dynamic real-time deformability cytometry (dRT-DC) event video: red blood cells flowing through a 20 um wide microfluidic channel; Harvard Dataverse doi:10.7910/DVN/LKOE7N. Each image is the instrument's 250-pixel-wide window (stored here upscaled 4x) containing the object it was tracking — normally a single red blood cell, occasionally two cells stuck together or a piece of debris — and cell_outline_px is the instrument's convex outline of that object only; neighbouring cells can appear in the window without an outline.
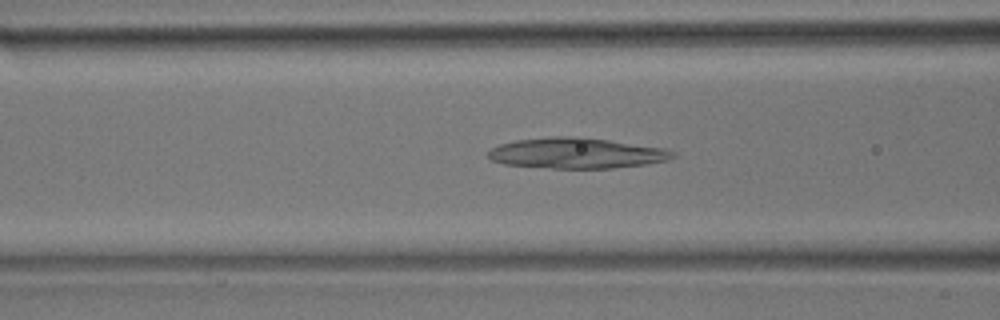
{"species": "common noctule bat (a hibernating species)", "species_latin": "Nyctalus noctula", "temperature_condition": "room temperature", "stored_images_in_passage": 46, "camera_frame_rate_fps": 3000, "um_per_image_px": 0.085, "animal": {"sex": "male", "body_mass_g": 17.9}, "frame": {"image": 1, "passage_image": 17, "time_ms": 5.333, "image_size_px": [1000, 320], "cell_outline_px": [[676, 156], [668, 160], [644, 164], [612, 168], [552, 168], [504, 164], [492, 160], [488, 156], [488, 152], [492, 148], [500, 144], [516, 140], [556, 136], [576, 136], [608, 140], [668, 148], [676, 152]], "centroid_in_image_um": [49.05, 13.01], "position_along_channel_um": 117.6, "area_um2": 32.89}}
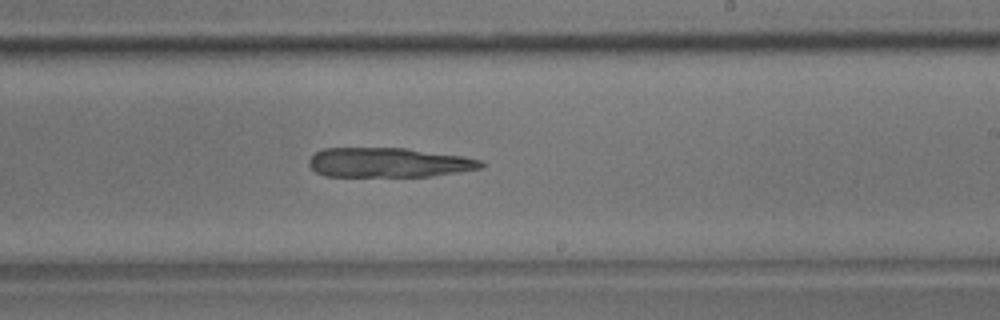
{"frame": {"image": 2, "passage_image": 27, "time_ms": 8.667, "image_size_px": [1000, 320], "cell_outline_px": [[484, 168], [432, 176], [324, 176], [316, 172], [308, 164], [308, 160], [316, 152], [324, 148], [404, 148], [464, 156], [484, 160]], "centroid_in_image_um": [33.07, 13.81], "position_along_channel_um": 255.9, "area_um2": 29.77}}
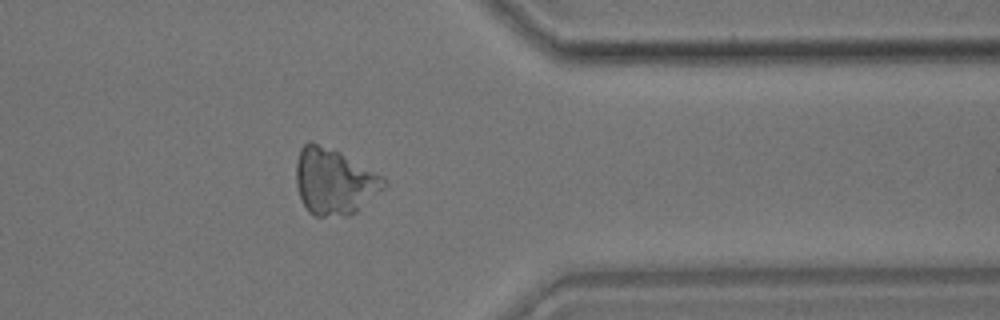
{"frame": {"image": 3, "passage_image": 37, "time_ms": 12.0, "image_size_px": [1000, 320], "cell_outline_px": [[388, 184], [384, 188], [356, 212], [348, 216], [312, 216], [308, 212], [300, 200], [296, 184], [296, 164], [300, 148], [308, 140], [312, 140], [340, 152], [384, 176], [388, 180]], "centroid_in_image_um": [28.4, 15.43], "position_along_channel_um": 383.0, "area_um2": 34.33}}